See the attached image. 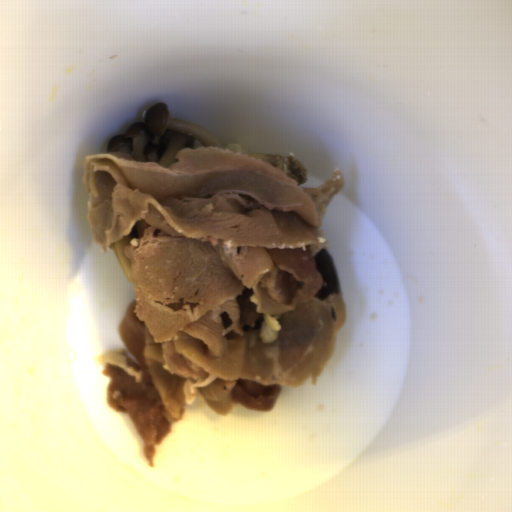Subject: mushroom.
I'll list each match as a JSON object with an SVG mask.
<instances>
[{
  "instance_id": "obj_1",
  "label": "mushroom",
  "mask_w": 512,
  "mask_h": 512,
  "mask_svg": "<svg viewBox=\"0 0 512 512\" xmlns=\"http://www.w3.org/2000/svg\"><path fill=\"white\" fill-rule=\"evenodd\" d=\"M314 263L315 269L322 275V286L316 293V297L323 300L331 295L339 294L340 281L328 247L317 252Z\"/></svg>"
}]
</instances>
